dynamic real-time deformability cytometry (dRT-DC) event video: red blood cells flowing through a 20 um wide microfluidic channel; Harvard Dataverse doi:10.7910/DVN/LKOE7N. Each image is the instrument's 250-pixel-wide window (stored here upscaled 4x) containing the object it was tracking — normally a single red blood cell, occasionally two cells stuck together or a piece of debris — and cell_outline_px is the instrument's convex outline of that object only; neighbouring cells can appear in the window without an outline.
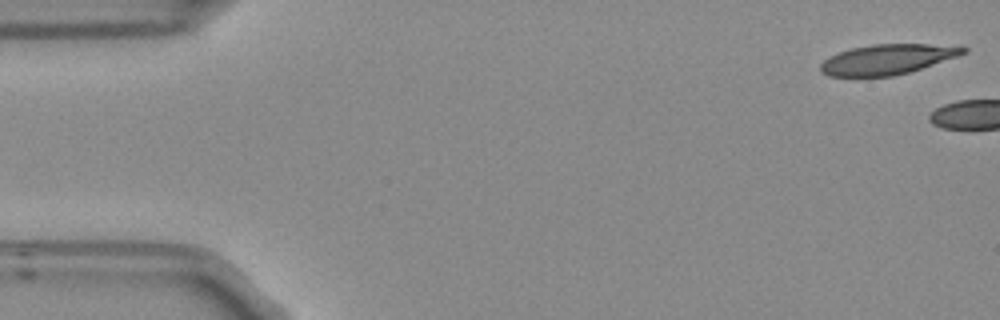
{"species": "Egyptian fruit bat (a non-hibernating species)", "species_latin": "Rousettus aegyptiacus", "temperature_condition": "room temperature", "stored_images_in_passage": 4, "camera_frame_rate_fps": 3000, "um_per_image_px": 0.085, "frame": {"image": 1, "passage_image": 1, "time_ms": 0.0, "image_size_px": [1000, 320], "cell_outline_px": [[968, 52], [908, 72], [892, 76], [828, 76], [820, 72], [820, 64], [828, 56], [852, 48], [872, 44], [964, 44], [968, 48]], "centroid_in_image_um": [75.46, 5.02], "position_along_channel_um": 9.5, "area_um2": 25.14}}